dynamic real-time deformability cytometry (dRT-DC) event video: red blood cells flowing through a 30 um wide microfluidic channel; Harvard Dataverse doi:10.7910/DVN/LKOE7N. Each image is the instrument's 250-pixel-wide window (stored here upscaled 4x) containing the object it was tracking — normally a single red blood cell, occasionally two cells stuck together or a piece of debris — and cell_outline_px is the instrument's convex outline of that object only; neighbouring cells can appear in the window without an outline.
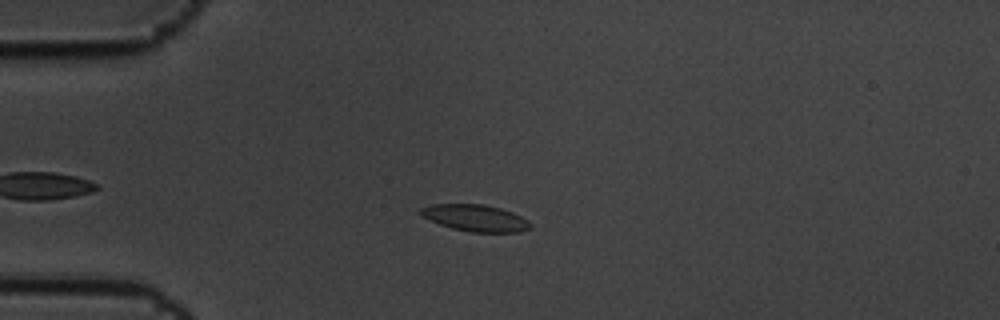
{"species": "common noctule bat (a hibernating species)", "species_latin": "Nyctalus noctula", "temperature_condition": "cold", "stored_images_in_passage": 9, "camera_frame_rate_fps": 3000, "um_per_image_px": 0.085, "animal": {"sex": "male", "body_mass_g": 19.5, "forearm_length_mm": 54.6}, "frame": {"image": 1, "passage_image": 4, "time_ms": 1.0, "image_size_px": [1000, 320], "cell_outline_px": [[532, 228], [520, 232], [468, 232], [452, 228], [440, 224], [416, 212], [420, 208], [432, 204], [484, 204], [500, 208], [512, 212], [528, 220], [532, 224]], "centroid_in_image_um": [40.43, 18.53], "position_along_channel_um": 44.6, "area_um2": 17.11}}
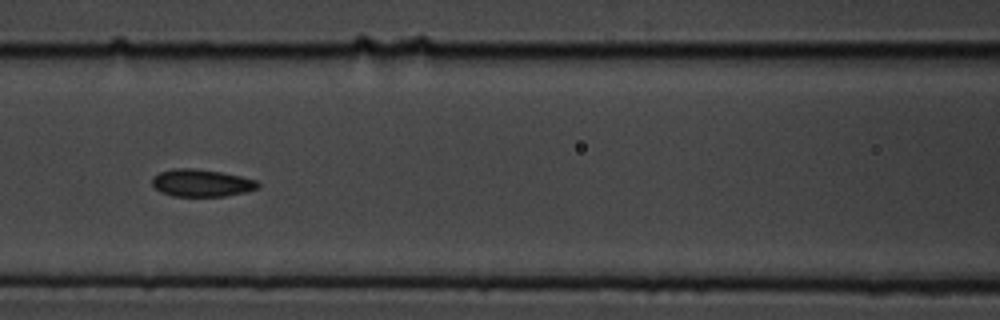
{"frame": {"image": 2, "passage_image": 7, "time_ms": 2.0, "image_size_px": [1000, 320], "cell_outline_px": [[260, 188], [244, 192], [224, 196], [172, 196], [160, 192], [152, 184], [152, 176], [160, 172], [172, 168], [192, 168], [220, 172], [240, 176], [256, 180], [260, 184]], "centroid_in_image_um": [17.11, 15.55], "position_along_channel_um": 149.5, "area_um2": 16.88}}
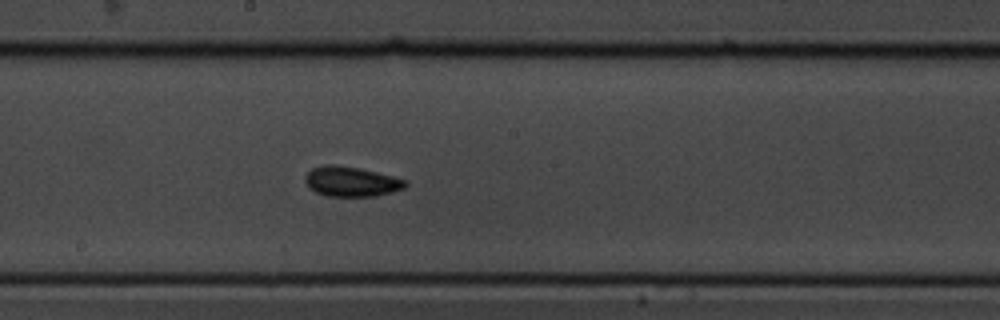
{"frame": {"image": 3, "passage_image": 9, "time_ms": 2.667, "image_size_px": [1000, 320], "cell_outline_px": [[408, 184], [404, 188], [392, 192], [376, 196], [328, 196], [316, 192], [308, 188], [304, 180], [304, 176], [312, 168], [324, 164], [332, 164], [360, 168], [408, 180]], "centroid_in_image_um": [29.84, 15.43], "position_along_channel_um": 218.4, "area_um2": 17.63}}